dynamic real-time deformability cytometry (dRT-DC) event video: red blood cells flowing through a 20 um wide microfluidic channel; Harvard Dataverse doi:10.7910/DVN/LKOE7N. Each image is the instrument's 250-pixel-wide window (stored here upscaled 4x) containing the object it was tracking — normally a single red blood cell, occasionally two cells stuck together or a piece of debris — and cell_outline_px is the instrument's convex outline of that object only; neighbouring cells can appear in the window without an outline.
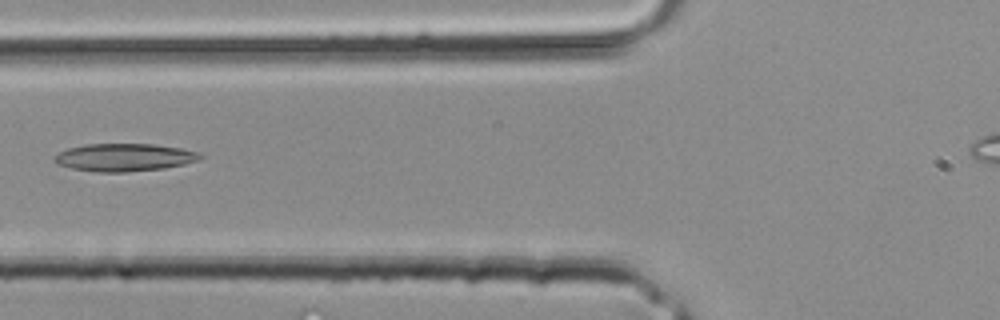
{"species": "common noctule bat (a hibernating species)", "species_latin": "Nyctalus noctula", "temperature_condition": "room temperature", "stored_images_in_passage": 5, "camera_frame_rate_fps": 3000, "um_per_image_px": 0.085, "animal": {"sex": "male", "body_mass_g": 20.4}, "frame": {"image": 1, "passage_image": 5, "time_ms": 1.333, "image_size_px": [1000, 320], "cell_outline_px": [[204, 156], [200, 160], [184, 164], [164, 168], [124, 172], [96, 172], [72, 168], [56, 164], [52, 160], [60, 152], [68, 148], [88, 144], [156, 144], [180, 148], [200, 152]], "centroid_in_image_um": [10.6, 13.38], "position_along_channel_um": 115.2, "area_um2": 23.58}}